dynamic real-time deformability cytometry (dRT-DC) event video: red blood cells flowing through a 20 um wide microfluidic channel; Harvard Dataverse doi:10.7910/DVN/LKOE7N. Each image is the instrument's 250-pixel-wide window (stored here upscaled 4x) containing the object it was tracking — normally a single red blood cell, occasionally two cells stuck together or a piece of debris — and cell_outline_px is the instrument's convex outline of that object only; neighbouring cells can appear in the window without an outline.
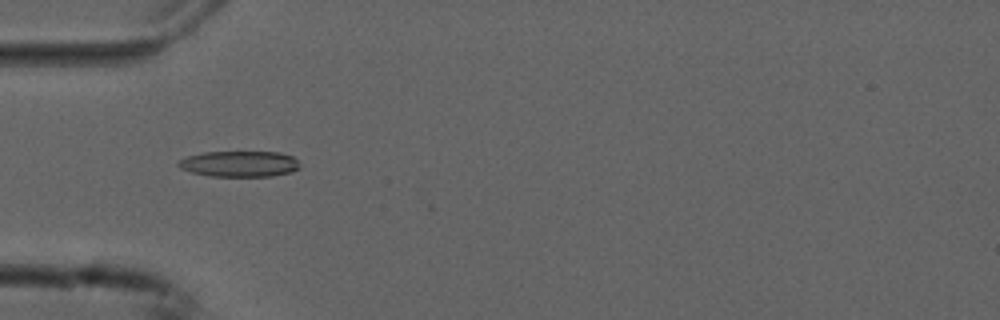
{"species": "common noctule bat (a hibernating species)", "species_latin": "Nyctalus noctula", "temperature_condition": "cold", "stored_images_in_passage": 27, "camera_frame_rate_fps": 3000, "um_per_image_px": 0.085, "animal": {"sex": "male", "forearm_length_mm": 52.5}, "frame": {"image": 1, "passage_image": 17, "time_ms": 5.333, "image_size_px": [1000, 320], "cell_outline_px": [[300, 168], [292, 172], [272, 176], [212, 176], [192, 172], [180, 168], [176, 164], [180, 160], [188, 156], [204, 152], [280, 152], [292, 156], [300, 164]], "centroid_in_image_um": [20.38, 13.93], "position_along_channel_um": 64.6, "area_um2": 18.26}}
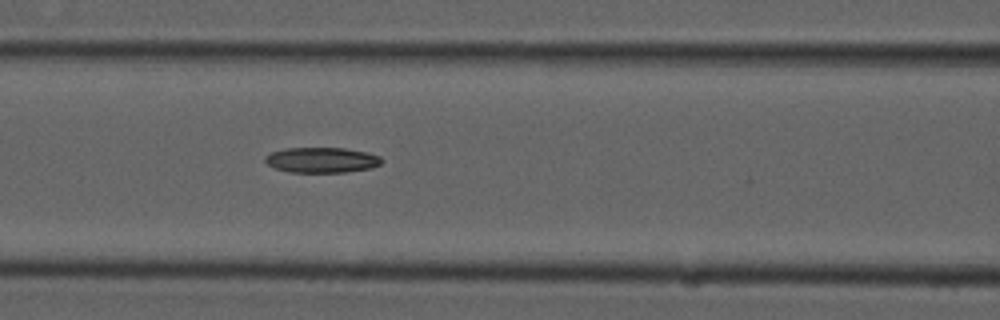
{"frame": {"image": 2, "passage_image": 23, "time_ms": 7.333, "image_size_px": [1000, 320], "cell_outline_px": [[384, 160], [380, 164], [372, 168], [344, 172], [288, 172], [276, 168], [268, 164], [264, 160], [264, 156], [272, 152], [284, 148], [344, 148], [368, 152], [380, 156]], "centroid_in_image_um": [27.36, 13.59], "position_along_channel_um": 139.2, "area_um2": 17.28}}
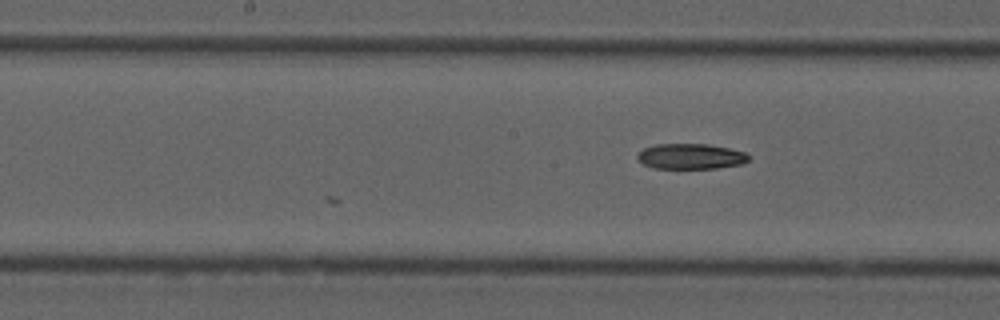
{"frame": {"image": 3, "passage_image": 27, "time_ms": 8.667, "image_size_px": [1000, 320], "cell_outline_px": [[748, 160], [740, 164], [716, 168], [656, 168], [644, 164], [636, 156], [644, 148], [656, 144], [708, 144], [728, 148], [744, 152], [748, 156]], "centroid_in_image_um": [58.7, 13.28], "position_along_channel_um": 189.5, "area_um2": 16.18}}